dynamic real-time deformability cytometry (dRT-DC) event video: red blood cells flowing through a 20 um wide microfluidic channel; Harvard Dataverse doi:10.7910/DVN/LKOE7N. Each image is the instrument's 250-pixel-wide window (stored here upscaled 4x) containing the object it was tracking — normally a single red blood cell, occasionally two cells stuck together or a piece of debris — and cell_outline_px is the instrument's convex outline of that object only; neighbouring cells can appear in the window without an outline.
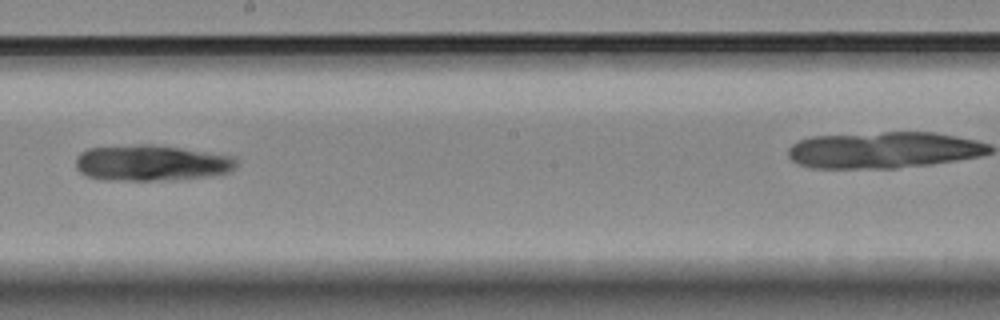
{"species": "Egyptian fruit bat (a non-hibernating species)", "species_latin": "Rousettus aegyptiacus", "temperature_condition": "room temperature", "stored_images_in_passage": 8, "camera_frame_rate_fps": 3000, "um_per_image_px": 0.085, "animal": {"sex": "female"}, "frame": {"image": 1, "passage_image": 7, "time_ms": 6.667, "image_size_px": [1000, 320], "cell_outline_px": [[236, 168], [228, 172], [204, 176], [160, 180], [112, 180], [88, 176], [80, 172], [76, 168], [76, 156], [80, 152], [88, 148], [140, 144], [148, 144], [180, 148], [232, 156], [236, 160]], "centroid_in_image_um": [12.81, 13.84], "position_along_channel_um": 235.4, "area_um2": 33.12}}